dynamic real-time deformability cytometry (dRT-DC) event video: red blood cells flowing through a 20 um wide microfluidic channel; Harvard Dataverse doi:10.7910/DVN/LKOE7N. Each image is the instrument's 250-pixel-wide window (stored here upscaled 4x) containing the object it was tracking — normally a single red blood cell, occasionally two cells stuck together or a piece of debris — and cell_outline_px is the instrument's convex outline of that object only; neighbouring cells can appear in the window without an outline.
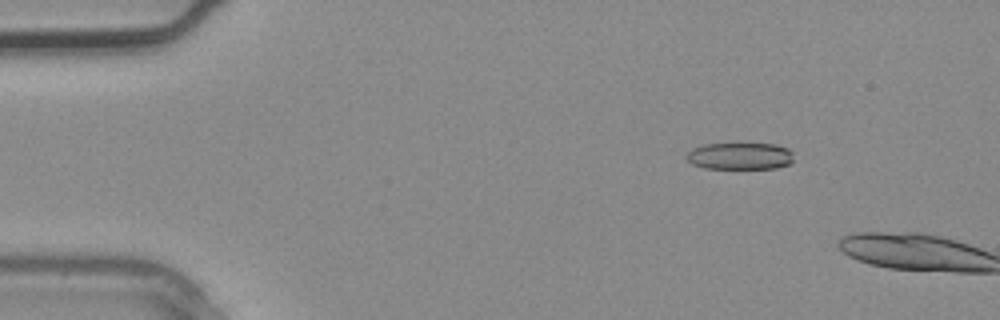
{"species": "common noctule bat (a hibernating species)", "species_latin": "Nyctalus noctula", "temperature_condition": "warm", "stored_images_in_passage": 2, "camera_frame_rate_fps": 3000, "um_per_image_px": 0.085, "animal": {"sex": "male", "body_mass_g": 20.4}, "frame": {"image": 1, "passage_image": 1, "time_ms": 0.0, "image_size_px": [1000, 320], "cell_outline_px": [[792, 160], [788, 164], [776, 168], [704, 168], [692, 164], [684, 156], [692, 148], [704, 144], [732, 140], [740, 140], [776, 144], [788, 148], [792, 152]], "centroid_in_image_um": [62.86, 13.19], "position_along_channel_um": 22.1, "area_um2": 17.92}}